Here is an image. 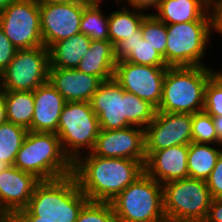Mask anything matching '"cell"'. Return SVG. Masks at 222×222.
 Masks as SVG:
<instances>
[{
	"mask_svg": "<svg viewBox=\"0 0 222 222\" xmlns=\"http://www.w3.org/2000/svg\"><path fill=\"white\" fill-rule=\"evenodd\" d=\"M78 0H35L38 5L49 4V3H62V2H71Z\"/></svg>",
	"mask_w": 222,
	"mask_h": 222,
	"instance_id": "cell-41",
	"label": "cell"
},
{
	"mask_svg": "<svg viewBox=\"0 0 222 222\" xmlns=\"http://www.w3.org/2000/svg\"><path fill=\"white\" fill-rule=\"evenodd\" d=\"M192 142L199 144H222L217 139L212 116L204 111L192 114Z\"/></svg>",
	"mask_w": 222,
	"mask_h": 222,
	"instance_id": "cell-30",
	"label": "cell"
},
{
	"mask_svg": "<svg viewBox=\"0 0 222 222\" xmlns=\"http://www.w3.org/2000/svg\"><path fill=\"white\" fill-rule=\"evenodd\" d=\"M203 111L211 116H222V78L216 72L206 84Z\"/></svg>",
	"mask_w": 222,
	"mask_h": 222,
	"instance_id": "cell-32",
	"label": "cell"
},
{
	"mask_svg": "<svg viewBox=\"0 0 222 222\" xmlns=\"http://www.w3.org/2000/svg\"><path fill=\"white\" fill-rule=\"evenodd\" d=\"M99 132L98 117L90 102H66L56 134L63 151L73 163L83 154L92 151ZM83 150L86 153L81 152Z\"/></svg>",
	"mask_w": 222,
	"mask_h": 222,
	"instance_id": "cell-8",
	"label": "cell"
},
{
	"mask_svg": "<svg viewBox=\"0 0 222 222\" xmlns=\"http://www.w3.org/2000/svg\"><path fill=\"white\" fill-rule=\"evenodd\" d=\"M216 73L222 78V71L221 70H220V72L216 70Z\"/></svg>",
	"mask_w": 222,
	"mask_h": 222,
	"instance_id": "cell-45",
	"label": "cell"
},
{
	"mask_svg": "<svg viewBox=\"0 0 222 222\" xmlns=\"http://www.w3.org/2000/svg\"><path fill=\"white\" fill-rule=\"evenodd\" d=\"M0 28L17 50L44 45L39 5L35 0H14L0 14Z\"/></svg>",
	"mask_w": 222,
	"mask_h": 222,
	"instance_id": "cell-11",
	"label": "cell"
},
{
	"mask_svg": "<svg viewBox=\"0 0 222 222\" xmlns=\"http://www.w3.org/2000/svg\"><path fill=\"white\" fill-rule=\"evenodd\" d=\"M206 182L212 199H222V152Z\"/></svg>",
	"mask_w": 222,
	"mask_h": 222,
	"instance_id": "cell-33",
	"label": "cell"
},
{
	"mask_svg": "<svg viewBox=\"0 0 222 222\" xmlns=\"http://www.w3.org/2000/svg\"><path fill=\"white\" fill-rule=\"evenodd\" d=\"M92 40L79 33L53 43L49 49L50 68L76 69L89 50Z\"/></svg>",
	"mask_w": 222,
	"mask_h": 222,
	"instance_id": "cell-23",
	"label": "cell"
},
{
	"mask_svg": "<svg viewBox=\"0 0 222 222\" xmlns=\"http://www.w3.org/2000/svg\"><path fill=\"white\" fill-rule=\"evenodd\" d=\"M142 36L144 40L154 47V50L163 56L166 62V24L159 21L152 13H149L142 21Z\"/></svg>",
	"mask_w": 222,
	"mask_h": 222,
	"instance_id": "cell-29",
	"label": "cell"
},
{
	"mask_svg": "<svg viewBox=\"0 0 222 222\" xmlns=\"http://www.w3.org/2000/svg\"><path fill=\"white\" fill-rule=\"evenodd\" d=\"M117 222H164L163 187L145 172L110 201Z\"/></svg>",
	"mask_w": 222,
	"mask_h": 222,
	"instance_id": "cell-6",
	"label": "cell"
},
{
	"mask_svg": "<svg viewBox=\"0 0 222 222\" xmlns=\"http://www.w3.org/2000/svg\"><path fill=\"white\" fill-rule=\"evenodd\" d=\"M215 72L206 66L168 67L156 111L189 114L203 111L205 87Z\"/></svg>",
	"mask_w": 222,
	"mask_h": 222,
	"instance_id": "cell-5",
	"label": "cell"
},
{
	"mask_svg": "<svg viewBox=\"0 0 222 222\" xmlns=\"http://www.w3.org/2000/svg\"><path fill=\"white\" fill-rule=\"evenodd\" d=\"M208 0H161L153 15L165 24L192 21H212Z\"/></svg>",
	"mask_w": 222,
	"mask_h": 222,
	"instance_id": "cell-20",
	"label": "cell"
},
{
	"mask_svg": "<svg viewBox=\"0 0 222 222\" xmlns=\"http://www.w3.org/2000/svg\"><path fill=\"white\" fill-rule=\"evenodd\" d=\"M121 1L127 2V4H129V6H131L133 9L143 11H148V9L152 7H154V9L156 10L161 2V0H120L119 3Z\"/></svg>",
	"mask_w": 222,
	"mask_h": 222,
	"instance_id": "cell-37",
	"label": "cell"
},
{
	"mask_svg": "<svg viewBox=\"0 0 222 222\" xmlns=\"http://www.w3.org/2000/svg\"><path fill=\"white\" fill-rule=\"evenodd\" d=\"M76 222H117L110 202L88 201Z\"/></svg>",
	"mask_w": 222,
	"mask_h": 222,
	"instance_id": "cell-31",
	"label": "cell"
},
{
	"mask_svg": "<svg viewBox=\"0 0 222 222\" xmlns=\"http://www.w3.org/2000/svg\"><path fill=\"white\" fill-rule=\"evenodd\" d=\"M144 172L138 160L104 158L91 152L73 163V175L89 201L110 202Z\"/></svg>",
	"mask_w": 222,
	"mask_h": 222,
	"instance_id": "cell-1",
	"label": "cell"
},
{
	"mask_svg": "<svg viewBox=\"0 0 222 222\" xmlns=\"http://www.w3.org/2000/svg\"><path fill=\"white\" fill-rule=\"evenodd\" d=\"M204 222H222V199H212Z\"/></svg>",
	"mask_w": 222,
	"mask_h": 222,
	"instance_id": "cell-36",
	"label": "cell"
},
{
	"mask_svg": "<svg viewBox=\"0 0 222 222\" xmlns=\"http://www.w3.org/2000/svg\"><path fill=\"white\" fill-rule=\"evenodd\" d=\"M6 104L7 122L31 131L34 114L33 91H2Z\"/></svg>",
	"mask_w": 222,
	"mask_h": 222,
	"instance_id": "cell-24",
	"label": "cell"
},
{
	"mask_svg": "<svg viewBox=\"0 0 222 222\" xmlns=\"http://www.w3.org/2000/svg\"><path fill=\"white\" fill-rule=\"evenodd\" d=\"M218 141L222 144V116H212Z\"/></svg>",
	"mask_w": 222,
	"mask_h": 222,
	"instance_id": "cell-38",
	"label": "cell"
},
{
	"mask_svg": "<svg viewBox=\"0 0 222 222\" xmlns=\"http://www.w3.org/2000/svg\"><path fill=\"white\" fill-rule=\"evenodd\" d=\"M17 49L0 28V74L10 64Z\"/></svg>",
	"mask_w": 222,
	"mask_h": 222,
	"instance_id": "cell-34",
	"label": "cell"
},
{
	"mask_svg": "<svg viewBox=\"0 0 222 222\" xmlns=\"http://www.w3.org/2000/svg\"><path fill=\"white\" fill-rule=\"evenodd\" d=\"M166 65L168 67L205 66L202 60L213 30V21L166 24ZM207 45V46H206Z\"/></svg>",
	"mask_w": 222,
	"mask_h": 222,
	"instance_id": "cell-9",
	"label": "cell"
},
{
	"mask_svg": "<svg viewBox=\"0 0 222 222\" xmlns=\"http://www.w3.org/2000/svg\"><path fill=\"white\" fill-rule=\"evenodd\" d=\"M114 49L117 62L124 60L139 65L168 67L163 56L143 39L142 24L134 35L117 43Z\"/></svg>",
	"mask_w": 222,
	"mask_h": 222,
	"instance_id": "cell-21",
	"label": "cell"
},
{
	"mask_svg": "<svg viewBox=\"0 0 222 222\" xmlns=\"http://www.w3.org/2000/svg\"><path fill=\"white\" fill-rule=\"evenodd\" d=\"M168 67L139 65L119 61L113 79L127 92L148 101L156 109L160 105L162 87Z\"/></svg>",
	"mask_w": 222,
	"mask_h": 222,
	"instance_id": "cell-13",
	"label": "cell"
},
{
	"mask_svg": "<svg viewBox=\"0 0 222 222\" xmlns=\"http://www.w3.org/2000/svg\"><path fill=\"white\" fill-rule=\"evenodd\" d=\"M145 173L162 185L189 177L188 145H177L158 151H145Z\"/></svg>",
	"mask_w": 222,
	"mask_h": 222,
	"instance_id": "cell-17",
	"label": "cell"
},
{
	"mask_svg": "<svg viewBox=\"0 0 222 222\" xmlns=\"http://www.w3.org/2000/svg\"><path fill=\"white\" fill-rule=\"evenodd\" d=\"M89 201L72 174L50 181H41L28 206L13 216H37V221L76 222Z\"/></svg>",
	"mask_w": 222,
	"mask_h": 222,
	"instance_id": "cell-3",
	"label": "cell"
},
{
	"mask_svg": "<svg viewBox=\"0 0 222 222\" xmlns=\"http://www.w3.org/2000/svg\"><path fill=\"white\" fill-rule=\"evenodd\" d=\"M100 4V1H91L83 9L80 32L91 40H109V15H102Z\"/></svg>",
	"mask_w": 222,
	"mask_h": 222,
	"instance_id": "cell-27",
	"label": "cell"
},
{
	"mask_svg": "<svg viewBox=\"0 0 222 222\" xmlns=\"http://www.w3.org/2000/svg\"><path fill=\"white\" fill-rule=\"evenodd\" d=\"M89 0L39 5L41 37L43 44L49 48L53 43L68 39L80 32L83 9Z\"/></svg>",
	"mask_w": 222,
	"mask_h": 222,
	"instance_id": "cell-12",
	"label": "cell"
},
{
	"mask_svg": "<svg viewBox=\"0 0 222 222\" xmlns=\"http://www.w3.org/2000/svg\"><path fill=\"white\" fill-rule=\"evenodd\" d=\"M7 167V165L4 162L0 161V171L4 170Z\"/></svg>",
	"mask_w": 222,
	"mask_h": 222,
	"instance_id": "cell-44",
	"label": "cell"
},
{
	"mask_svg": "<svg viewBox=\"0 0 222 222\" xmlns=\"http://www.w3.org/2000/svg\"><path fill=\"white\" fill-rule=\"evenodd\" d=\"M6 104L2 91L0 90V124L6 123Z\"/></svg>",
	"mask_w": 222,
	"mask_h": 222,
	"instance_id": "cell-39",
	"label": "cell"
},
{
	"mask_svg": "<svg viewBox=\"0 0 222 222\" xmlns=\"http://www.w3.org/2000/svg\"><path fill=\"white\" fill-rule=\"evenodd\" d=\"M28 129L10 122L0 124V161L13 166Z\"/></svg>",
	"mask_w": 222,
	"mask_h": 222,
	"instance_id": "cell-28",
	"label": "cell"
},
{
	"mask_svg": "<svg viewBox=\"0 0 222 222\" xmlns=\"http://www.w3.org/2000/svg\"><path fill=\"white\" fill-rule=\"evenodd\" d=\"M40 182L35 175L15 166H7L0 171V216L11 218L26 208Z\"/></svg>",
	"mask_w": 222,
	"mask_h": 222,
	"instance_id": "cell-16",
	"label": "cell"
},
{
	"mask_svg": "<svg viewBox=\"0 0 222 222\" xmlns=\"http://www.w3.org/2000/svg\"><path fill=\"white\" fill-rule=\"evenodd\" d=\"M0 222H14V221L11 218H4V217H2L0 219Z\"/></svg>",
	"mask_w": 222,
	"mask_h": 222,
	"instance_id": "cell-43",
	"label": "cell"
},
{
	"mask_svg": "<svg viewBox=\"0 0 222 222\" xmlns=\"http://www.w3.org/2000/svg\"><path fill=\"white\" fill-rule=\"evenodd\" d=\"M116 63L114 45L110 40H92L76 69L107 81L113 78Z\"/></svg>",
	"mask_w": 222,
	"mask_h": 222,
	"instance_id": "cell-22",
	"label": "cell"
},
{
	"mask_svg": "<svg viewBox=\"0 0 222 222\" xmlns=\"http://www.w3.org/2000/svg\"><path fill=\"white\" fill-rule=\"evenodd\" d=\"M221 152V148H214L210 144L191 142L188 145L187 157L189 178L206 181L215 167Z\"/></svg>",
	"mask_w": 222,
	"mask_h": 222,
	"instance_id": "cell-25",
	"label": "cell"
},
{
	"mask_svg": "<svg viewBox=\"0 0 222 222\" xmlns=\"http://www.w3.org/2000/svg\"><path fill=\"white\" fill-rule=\"evenodd\" d=\"M213 31L222 35V0H215L211 3Z\"/></svg>",
	"mask_w": 222,
	"mask_h": 222,
	"instance_id": "cell-35",
	"label": "cell"
},
{
	"mask_svg": "<svg viewBox=\"0 0 222 222\" xmlns=\"http://www.w3.org/2000/svg\"><path fill=\"white\" fill-rule=\"evenodd\" d=\"M192 142V114L156 111L145 128V151H158Z\"/></svg>",
	"mask_w": 222,
	"mask_h": 222,
	"instance_id": "cell-14",
	"label": "cell"
},
{
	"mask_svg": "<svg viewBox=\"0 0 222 222\" xmlns=\"http://www.w3.org/2000/svg\"><path fill=\"white\" fill-rule=\"evenodd\" d=\"M49 68V49L44 45L17 50L0 74V90L34 91L48 81Z\"/></svg>",
	"mask_w": 222,
	"mask_h": 222,
	"instance_id": "cell-10",
	"label": "cell"
},
{
	"mask_svg": "<svg viewBox=\"0 0 222 222\" xmlns=\"http://www.w3.org/2000/svg\"><path fill=\"white\" fill-rule=\"evenodd\" d=\"M100 129L116 130L129 126L146 128L156 108L148 101L125 91L113 78L103 81L90 100Z\"/></svg>",
	"mask_w": 222,
	"mask_h": 222,
	"instance_id": "cell-2",
	"label": "cell"
},
{
	"mask_svg": "<svg viewBox=\"0 0 222 222\" xmlns=\"http://www.w3.org/2000/svg\"><path fill=\"white\" fill-rule=\"evenodd\" d=\"M163 210L167 221L204 222L212 201L205 180L185 178L162 185Z\"/></svg>",
	"mask_w": 222,
	"mask_h": 222,
	"instance_id": "cell-7",
	"label": "cell"
},
{
	"mask_svg": "<svg viewBox=\"0 0 222 222\" xmlns=\"http://www.w3.org/2000/svg\"><path fill=\"white\" fill-rule=\"evenodd\" d=\"M13 166L50 181L73 174V162L63 151L56 133L29 131Z\"/></svg>",
	"mask_w": 222,
	"mask_h": 222,
	"instance_id": "cell-4",
	"label": "cell"
},
{
	"mask_svg": "<svg viewBox=\"0 0 222 222\" xmlns=\"http://www.w3.org/2000/svg\"><path fill=\"white\" fill-rule=\"evenodd\" d=\"M49 83L66 102H90L102 80L78 69L49 68Z\"/></svg>",
	"mask_w": 222,
	"mask_h": 222,
	"instance_id": "cell-18",
	"label": "cell"
},
{
	"mask_svg": "<svg viewBox=\"0 0 222 222\" xmlns=\"http://www.w3.org/2000/svg\"><path fill=\"white\" fill-rule=\"evenodd\" d=\"M34 114L31 131L57 133L61 112L66 104L65 99L47 81L34 91Z\"/></svg>",
	"mask_w": 222,
	"mask_h": 222,
	"instance_id": "cell-19",
	"label": "cell"
},
{
	"mask_svg": "<svg viewBox=\"0 0 222 222\" xmlns=\"http://www.w3.org/2000/svg\"><path fill=\"white\" fill-rule=\"evenodd\" d=\"M14 0H0V14L13 2Z\"/></svg>",
	"mask_w": 222,
	"mask_h": 222,
	"instance_id": "cell-42",
	"label": "cell"
},
{
	"mask_svg": "<svg viewBox=\"0 0 222 222\" xmlns=\"http://www.w3.org/2000/svg\"><path fill=\"white\" fill-rule=\"evenodd\" d=\"M91 153L104 158L138 160L145 165V129L129 126L123 129H100Z\"/></svg>",
	"mask_w": 222,
	"mask_h": 222,
	"instance_id": "cell-15",
	"label": "cell"
},
{
	"mask_svg": "<svg viewBox=\"0 0 222 222\" xmlns=\"http://www.w3.org/2000/svg\"><path fill=\"white\" fill-rule=\"evenodd\" d=\"M11 219L14 222H48V221H37V216H12Z\"/></svg>",
	"mask_w": 222,
	"mask_h": 222,
	"instance_id": "cell-40",
	"label": "cell"
},
{
	"mask_svg": "<svg viewBox=\"0 0 222 222\" xmlns=\"http://www.w3.org/2000/svg\"><path fill=\"white\" fill-rule=\"evenodd\" d=\"M147 15L148 13H143L138 9L129 8L127 10L125 4L121 10L109 13L108 31L111 43L115 46L125 38L134 35V32L141 27L142 21Z\"/></svg>",
	"mask_w": 222,
	"mask_h": 222,
	"instance_id": "cell-26",
	"label": "cell"
}]
</instances>
